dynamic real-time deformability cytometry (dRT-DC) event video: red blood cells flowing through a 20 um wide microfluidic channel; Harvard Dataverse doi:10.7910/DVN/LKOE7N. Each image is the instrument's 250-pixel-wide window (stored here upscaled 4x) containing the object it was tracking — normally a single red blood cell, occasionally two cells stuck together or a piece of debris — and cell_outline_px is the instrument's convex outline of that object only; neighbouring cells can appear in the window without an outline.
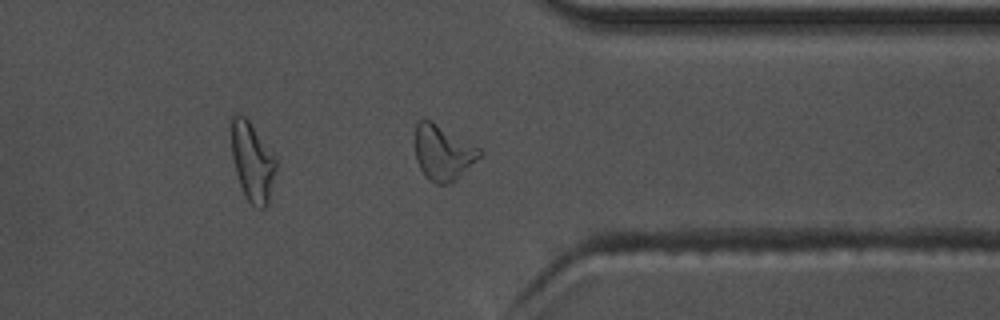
{"species": "common noctule bat (a hibernating species)", "species_latin": "Nyctalus noctula", "temperature_condition": "warm", "stored_images_in_passage": 42, "camera_frame_rate_fps": 3000, "um_per_image_px": 0.085, "animal": {"sex": "male", "body_mass_g": 17.5, "forearm_length_mm": 52.3}, "frame": {"image": 1, "passage_image": 30, "time_ms": 9.667, "image_size_px": [1000, 320], "cell_outline_px": [[484, 152], [456, 180], [448, 184], [436, 184], [424, 176], [416, 160], [416, 124], [420, 120], [428, 120], [480, 148]], "centroid_in_image_um": [37.65, 13.02], "position_along_channel_um": 373.8, "area_um2": 20.23}, "authors_computed_cell_mechanics": {"area_um2": 18.8717, "velocity_mm_per_s": 3.736, "shape_relaxation_time_tau1_ms": 9.2635, "shape_relaxation_time_tau2_ms": 3.3571, "deformation_change_tau1": 0.2715, "deformation_change_tau2": 0.1221}}